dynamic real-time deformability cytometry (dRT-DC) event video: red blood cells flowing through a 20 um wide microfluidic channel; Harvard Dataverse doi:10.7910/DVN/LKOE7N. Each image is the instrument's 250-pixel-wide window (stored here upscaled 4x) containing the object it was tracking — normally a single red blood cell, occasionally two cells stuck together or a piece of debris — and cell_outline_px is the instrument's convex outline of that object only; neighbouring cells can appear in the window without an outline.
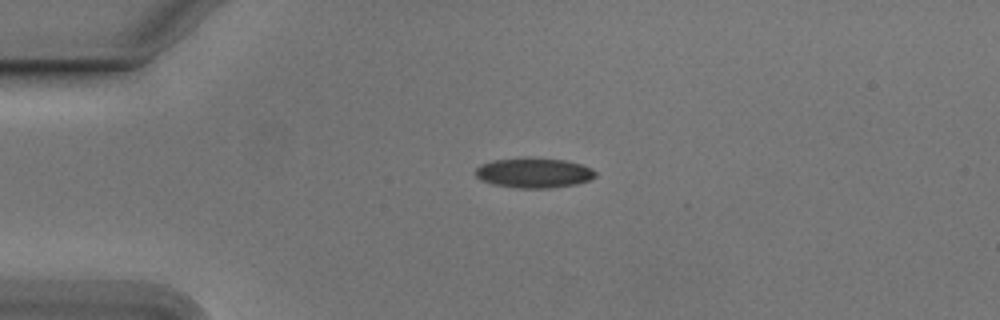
{"species": "Egyptian fruit bat (a non-hibernating species)", "species_latin": "Rousettus aegyptiacus", "temperature_condition": "cold", "stored_images_in_passage": 42, "camera_frame_rate_fps": 3000, "um_per_image_px": 0.085, "animal": {"sex": "male"}, "frame": {"image": 1, "passage_image": 1, "time_ms": 0.0, "image_size_px": [1000, 320], "cell_outline_px": [[596, 176], [588, 180], [576, 184], [552, 188], [516, 188], [492, 184], [480, 180], [476, 176], [476, 168], [480, 164], [492, 160], [564, 160], [580, 164], [592, 168], [596, 172]], "centroid_in_image_um": [45.37, 14.74], "position_along_channel_um": 39.6, "area_um2": 20.29}}
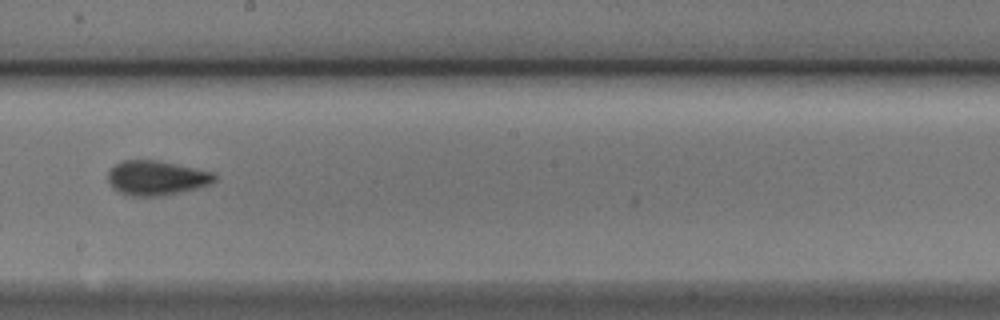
{"frame": {"image": 2, "passage_image": 19, "time_ms": 6.0, "image_size_px": [1000, 320], "cell_outline_px": [[216, 180], [212, 184], [180, 192], [160, 196], [128, 196], [112, 188], [108, 180], [108, 172], [116, 164], [124, 160], [156, 160], [216, 172]], "centroid_in_image_um": [13.32, 15.13], "position_along_channel_um": 234.9, "area_um2": 21.56}}
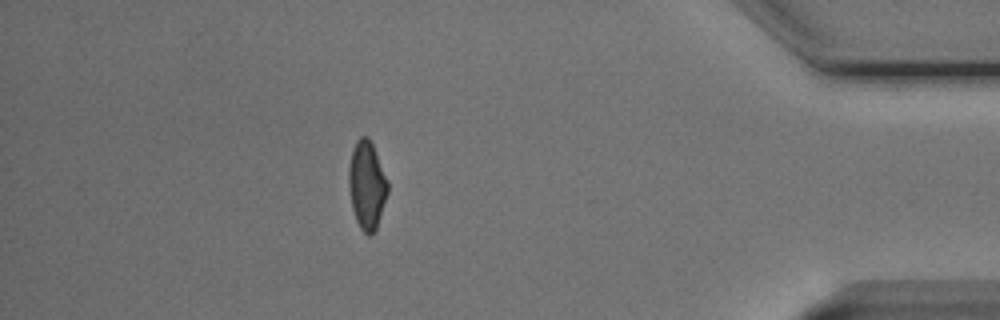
{"frame": {"image": 3, "passage_image": 36, "time_ms": 11.667, "image_size_px": [1000, 320], "cell_outline_px": [[388, 192], [376, 228], [368, 236], [360, 228], [356, 220], [352, 208], [348, 180], [348, 172], [352, 152], [356, 140], [360, 136], [368, 136], [372, 144], [388, 180]], "centroid_in_image_um": [31.18, 15.72], "position_along_channel_um": 404.0, "area_um2": 19.77}, "authors_computed_cell_mechanics": {"area_um2": 20.519, "velocity_mm_per_s": 3.7744, "shape_relaxation_time_tau1_ms": 3.7681, "shape_relaxation_time_tau2_ms": 1.7496, "deformation_change_tau1": 0.1309, "deformation_change_tau2": 0.0668}}